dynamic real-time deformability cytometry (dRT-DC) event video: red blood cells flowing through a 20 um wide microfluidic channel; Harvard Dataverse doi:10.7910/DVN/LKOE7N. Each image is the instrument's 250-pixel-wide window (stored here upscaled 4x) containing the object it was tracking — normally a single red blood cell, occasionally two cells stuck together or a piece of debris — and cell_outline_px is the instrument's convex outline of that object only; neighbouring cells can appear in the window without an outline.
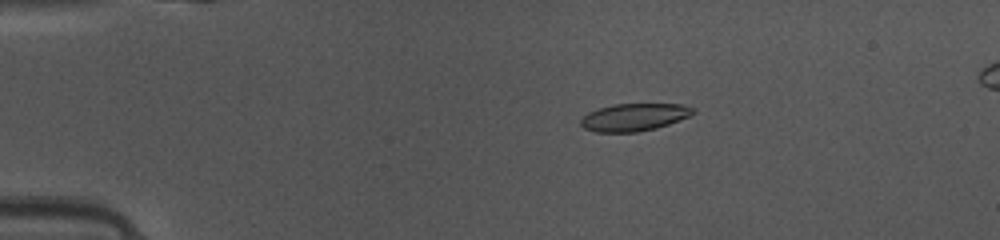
{"species": "common noctule bat (a hibernating species)", "species_latin": "Nyctalus noctula", "temperature_condition": "warm", "stored_images_in_passage": 49, "camera_frame_rate_fps": 3000, "um_per_image_px": 0.085, "animal": {"sex": "female", "body_mass_g": 10.0, "forearm_length_mm": 53.1}, "frame": {"image": 1, "passage_image": 10, "time_ms": 3.0, "image_size_px": [1000, 240], "cell_outline_px": [[696, 112], [688, 116], [668, 124], [656, 128], [636, 132], [596, 132], [584, 128], [580, 124], [580, 120], [588, 112], [596, 108], [612, 104], [684, 104], [696, 108]], "centroid_in_image_um": [53.89, 9.95], "position_along_channel_um": 31.1, "area_um2": 18.09}}
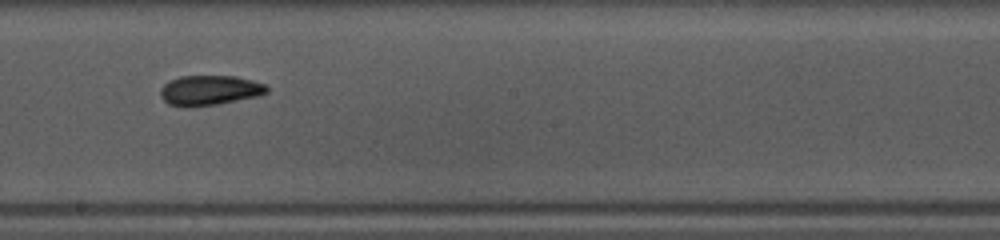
{"frame": {"image": 2, "passage_image": 28, "time_ms": 9.0, "image_size_px": [1000, 240], "cell_outline_px": [[268, 92], [256, 96], [216, 104], [184, 108], [168, 104], [160, 96], [160, 88], [168, 80], [180, 76], [236, 76], [252, 80], [264, 84], [268, 88]], "centroid_in_image_um": [17.75, 7.67], "position_along_channel_um": 230.4, "area_um2": 18.61}}
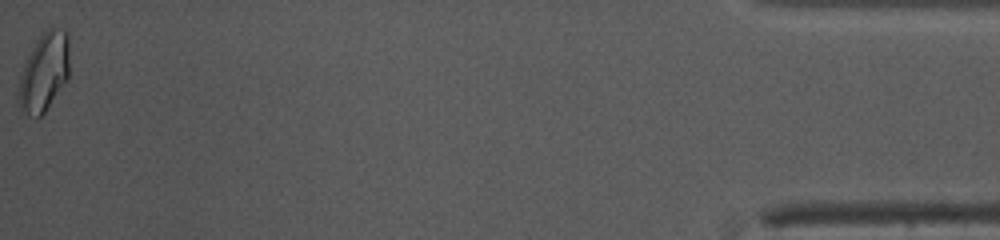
{"frame": {"image": 3, "passage_image": 49, "time_ms": 16.0, "image_size_px": [1000, 240], "cell_outline_px": [[68, 80], [44, 112], [36, 120], [28, 116], [16, 100], [20, 76], [24, 64], [32, 48], [40, 36], [52, 24], [64, 28], [68, 32]], "centroid_in_image_um": [3.75, 6.11], "position_along_channel_um": 431.4, "area_um2": 23.58}, "authors_computed_cell_mechanics": {"area_um2": 18.2648, "velocity_mm_per_s": 4.1387, "shape_relaxation_time_tau1_ms": 6.5938, "shape_relaxation_time_tau2_ms": 3.498, "deformation_change_tau1": 0.1685, "deformation_change_tau2": 0.0719}}